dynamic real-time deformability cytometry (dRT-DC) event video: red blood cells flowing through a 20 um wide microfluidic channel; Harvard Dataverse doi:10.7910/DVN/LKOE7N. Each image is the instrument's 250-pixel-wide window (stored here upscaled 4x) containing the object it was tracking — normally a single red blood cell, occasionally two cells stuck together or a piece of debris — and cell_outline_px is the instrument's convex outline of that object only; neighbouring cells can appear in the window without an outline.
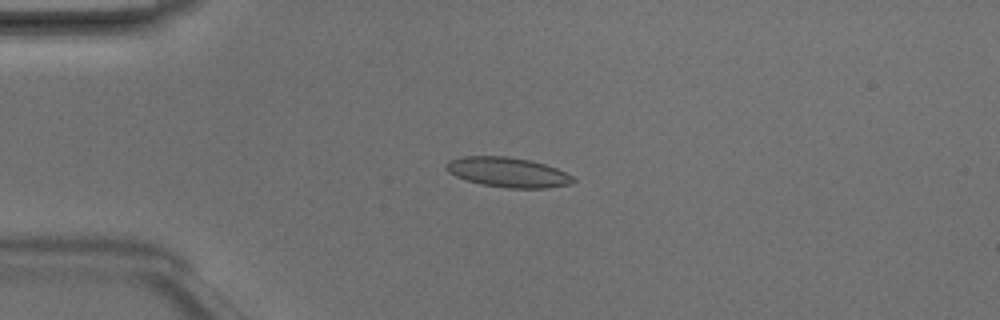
{"species": "Egyptian fruit bat (a non-hibernating species)", "species_latin": "Rousettus aegyptiacus", "temperature_condition": "room temperature", "stored_images_in_passage": 48, "camera_frame_rate_fps": 3000, "um_per_image_px": 0.085, "animal": {"sex": "male"}, "frame": {"image": 1, "passage_image": 12, "time_ms": 3.667, "image_size_px": [1000, 320], "cell_outline_px": [[576, 180], [572, 184], [548, 188], [508, 188], [480, 184], [456, 176], [448, 172], [444, 168], [444, 164], [448, 160], [460, 156], [508, 156], [532, 160], [556, 168], [572, 176]], "centroid_in_image_um": [43.14, 14.63], "position_along_channel_um": 41.9, "area_um2": 22.31}}
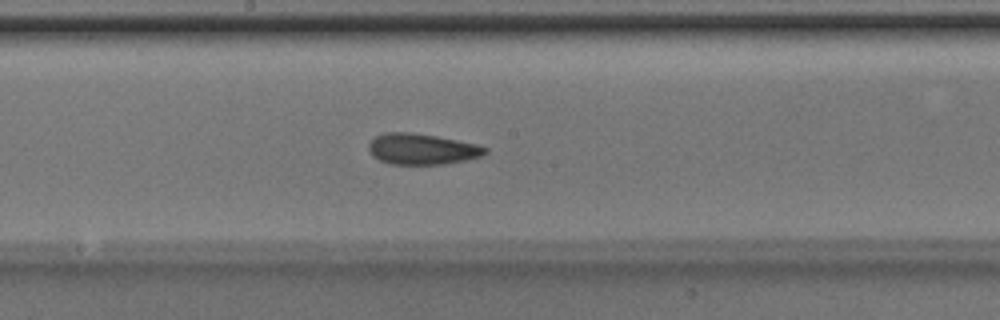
{"frame": {"image": 2, "passage_image": 26, "time_ms": 8.333, "image_size_px": [1000, 320], "cell_outline_px": [[488, 152], [484, 156], [444, 164], [392, 164], [380, 160], [372, 156], [368, 148], [368, 144], [372, 136], [384, 132], [412, 132], [436, 136], [476, 144], [488, 148]], "centroid_in_image_um": [35.83, 12.66], "position_along_channel_um": 212.4, "area_um2": 21.15}}
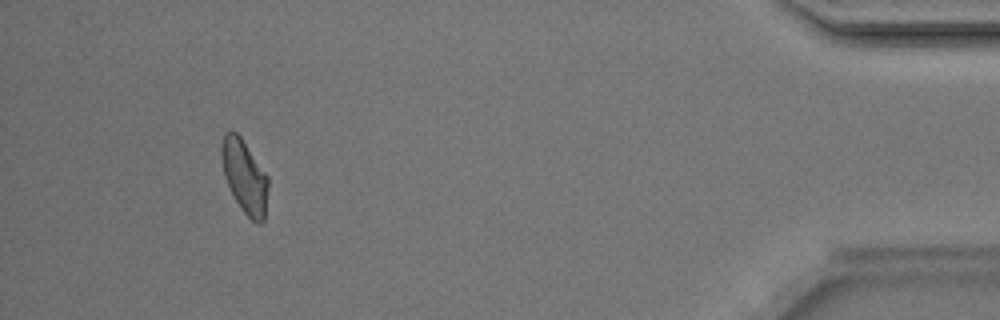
{"frame": {"image": 3, "passage_image": 45, "time_ms": 14.667, "image_size_px": [1000, 320], "cell_outline_px": [[268, 188], [264, 220], [260, 224], [256, 224], [244, 212], [236, 200], [224, 176], [220, 156], [220, 144], [224, 132], [236, 132], [240, 136], [268, 176]], "centroid_in_image_um": [20.77, 14.98], "position_along_channel_um": 414.4, "area_um2": 19.83}, "authors_computed_cell_mechanics": {"area_um2": 20.8947, "velocity_mm_per_s": 4.2038, "shape_relaxation_time_tau1_ms": 2.4954, "shape_relaxation_time_tau2_ms": 1.6097, "deformation_change_tau1": 0.1203, "deformation_change_tau2": 0.0934}}